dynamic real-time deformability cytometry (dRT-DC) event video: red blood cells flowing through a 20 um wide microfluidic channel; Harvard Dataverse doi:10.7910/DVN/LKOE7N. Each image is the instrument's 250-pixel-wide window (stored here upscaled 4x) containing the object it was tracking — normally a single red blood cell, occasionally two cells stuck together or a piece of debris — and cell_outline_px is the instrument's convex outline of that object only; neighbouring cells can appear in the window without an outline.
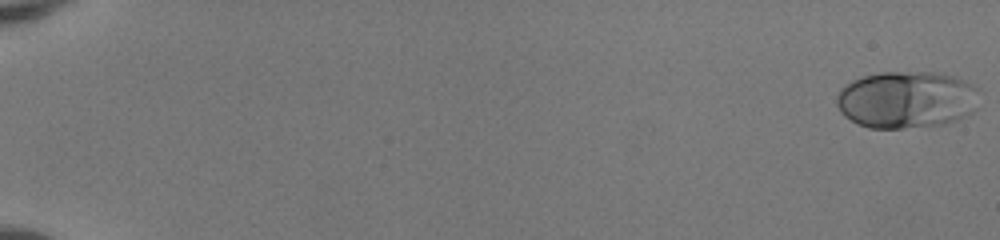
{"species": "human", "species_latin": "Homo sapiens", "temperature_condition": "room temperature", "stored_images_in_passage": 50, "camera_frame_rate_fps": 3000, "um_per_image_px": 0.085, "donor": {"sex": "female"}, "frame": {"image": 1, "passage_image": 1, "time_ms": 0.0, "image_size_px": [1000, 240], "cell_outline_px": [[976, 108], [972, 112], [956, 120], [944, 124], [900, 128], [868, 128], [844, 116], [840, 112], [836, 104], [836, 96], [840, 88], [844, 84], [852, 80], [864, 76], [880, 72], [944, 72], [956, 76], [964, 80], [976, 88]], "centroid_in_image_um": [77.02, 8.45], "position_along_channel_um": 8.0, "area_um2": 47.69}}
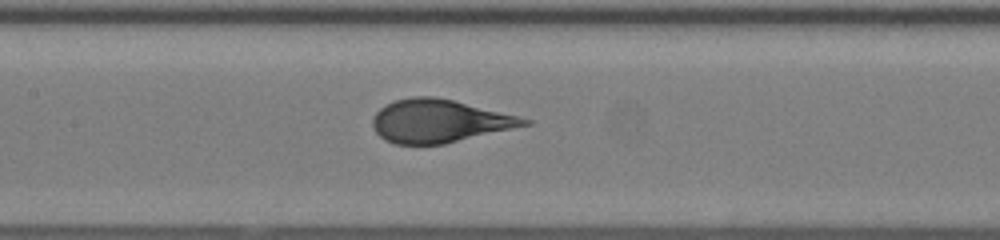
{"frame": {"image": 2, "passage_image": 28, "time_ms": 9.0, "image_size_px": [1000, 240], "cell_outline_px": [[532, 124], [444, 144], [392, 144], [384, 140], [376, 132], [372, 124], [372, 116], [384, 104], [396, 100], [412, 96], [432, 96], [452, 100], [532, 120]], "centroid_in_image_um": [37.27, 10.29], "position_along_channel_um": 170.1, "area_um2": 37.74}}
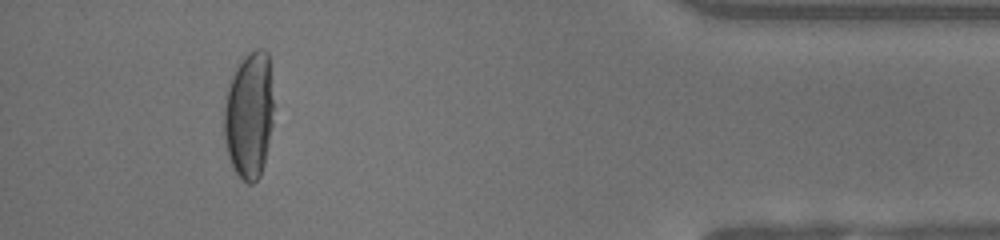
{"frame": {"image": 3, "passage_image": 49, "time_ms": 16.0, "image_size_px": [1000, 240], "cell_outline_px": [[272, 124], [264, 164], [260, 176], [252, 184], [248, 184], [232, 168], [228, 156], [224, 140], [224, 108], [228, 84], [240, 60], [248, 52], [256, 48], [264, 48], [268, 52], [272, 100]], "centroid_in_image_um": [21.16, 9.78], "position_along_channel_um": 414.0, "area_um2": 36.7}}